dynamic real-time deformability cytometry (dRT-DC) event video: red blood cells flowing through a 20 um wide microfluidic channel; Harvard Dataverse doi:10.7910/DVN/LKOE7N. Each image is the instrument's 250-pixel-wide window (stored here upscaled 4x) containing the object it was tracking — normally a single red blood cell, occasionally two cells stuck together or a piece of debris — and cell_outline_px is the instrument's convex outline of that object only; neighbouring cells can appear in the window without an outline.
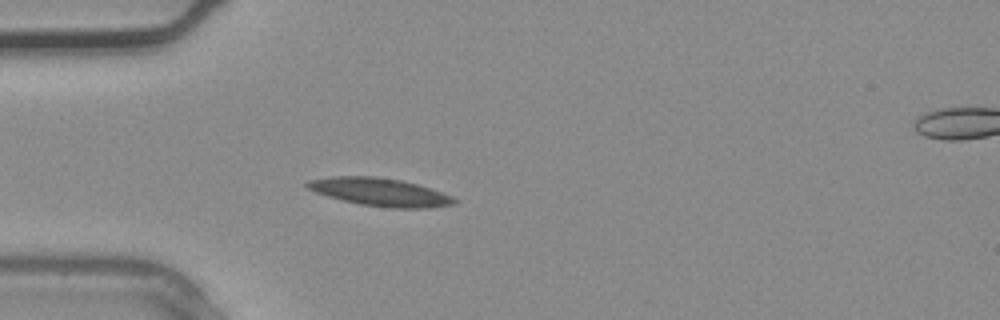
{"species": "common noctule bat (a hibernating species)", "species_latin": "Nyctalus noctula", "temperature_condition": "warm", "stored_images_in_passage": 4, "camera_frame_rate_fps": 3000, "um_per_image_px": 0.085, "animal": {"sex": "male", "body_mass_g": 20.4}, "frame": {"image": 1, "passage_image": 3, "time_ms": 0.667, "image_size_px": [1000, 320], "cell_outline_px": [[460, 200], [456, 204], [428, 208], [392, 208], [360, 204], [328, 196], [316, 192], [308, 188], [304, 184], [308, 180], [332, 176], [376, 176], [400, 180], [416, 184], [452, 196]], "centroid_in_image_um": [32.32, 16.32], "position_along_channel_um": 52.7, "area_um2": 23.81}}